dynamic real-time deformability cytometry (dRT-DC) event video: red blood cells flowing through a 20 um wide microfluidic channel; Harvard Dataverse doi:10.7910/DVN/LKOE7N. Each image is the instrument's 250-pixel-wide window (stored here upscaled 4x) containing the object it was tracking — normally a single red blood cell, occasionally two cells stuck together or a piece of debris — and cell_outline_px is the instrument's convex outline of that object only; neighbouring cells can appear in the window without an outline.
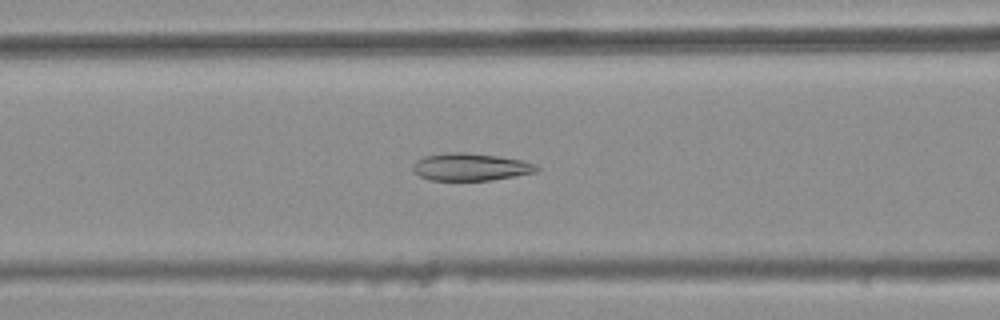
{"species": "common noctule bat (a hibernating species)", "species_latin": "Nyctalus noctula", "temperature_condition": "warm", "stored_images_in_passage": 46, "camera_frame_rate_fps": 3000, "um_per_image_px": 0.085, "animal": {"sex": "female", "body_mass_g": 25.1}, "frame": {"image": 1, "passage_image": 22, "time_ms": 7.0, "image_size_px": [1000, 320], "cell_outline_px": [[540, 168], [536, 172], [492, 180], [432, 180], [420, 176], [412, 168], [412, 164], [416, 160], [424, 156], [448, 152], [464, 152], [496, 156], [520, 160], [536, 164]], "centroid_in_image_um": [39.98, 14.19], "position_along_channel_um": 126.6, "area_um2": 19.65}}
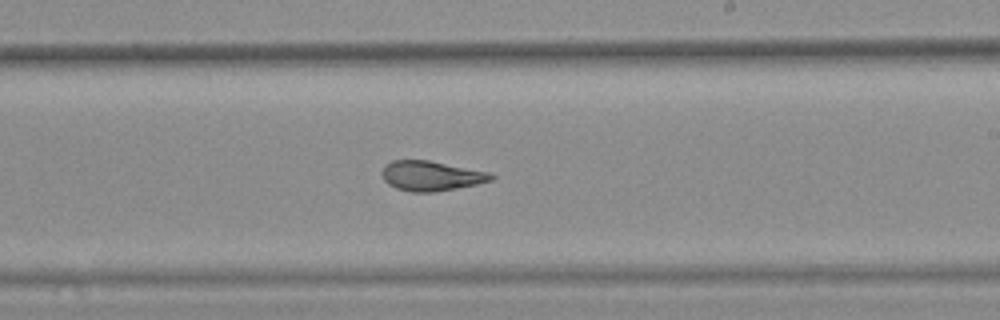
{"frame": {"image": 2, "passage_image": 32, "time_ms": 10.333, "image_size_px": [1000, 320], "cell_outline_px": [[496, 176], [492, 180], [476, 184], [436, 192], [412, 192], [396, 188], [388, 184], [384, 180], [380, 172], [384, 164], [392, 160], [428, 160], [488, 172]], "centroid_in_image_um": [36.59, 14.94], "position_along_channel_um": 252.4, "area_um2": 19.02}}
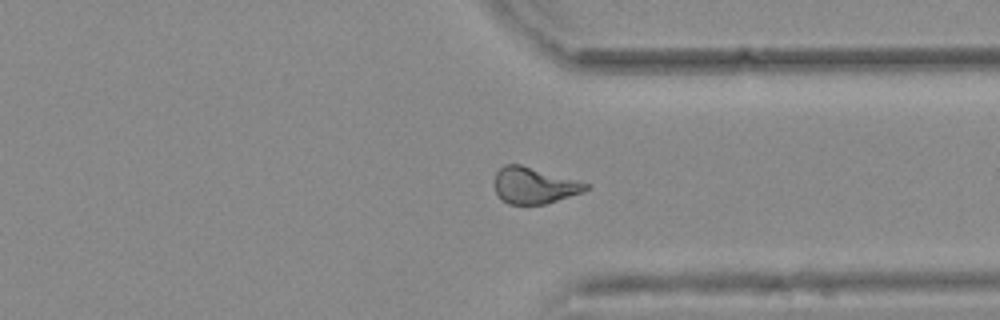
{"frame": {"image": 3, "passage_image": 41, "time_ms": 13.333, "image_size_px": [1000, 320], "cell_outline_px": [[592, 184], [588, 188], [580, 192], [544, 204], [508, 204], [496, 192], [496, 172], [504, 164], [520, 164]], "centroid_in_image_um": [45.41, 15.75], "position_along_channel_um": 366.0, "area_um2": 18.9}, "authors_computed_cell_mechanics": {"area_um2": 19.941, "velocity_mm_per_s": 3.7835, "shape_relaxation_time_tau1_ms": null, "shape_relaxation_time_tau2_ms": 2.0135, "deformation_change_tau1": null, "deformation_change_tau2": 0.0946}}